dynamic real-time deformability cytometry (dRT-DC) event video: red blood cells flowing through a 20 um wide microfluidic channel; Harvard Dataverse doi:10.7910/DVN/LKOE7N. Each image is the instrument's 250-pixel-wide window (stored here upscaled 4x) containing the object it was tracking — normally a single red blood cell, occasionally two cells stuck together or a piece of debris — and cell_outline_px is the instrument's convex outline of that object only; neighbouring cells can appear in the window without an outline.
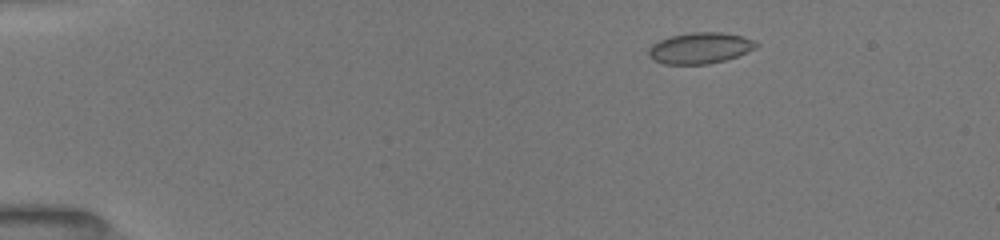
{"species": "common noctule bat (a hibernating species)", "species_latin": "Nyctalus noctula", "temperature_condition": "room temperature", "stored_images_in_passage": 41, "camera_frame_rate_fps": 3000, "um_per_image_px": 0.085, "animal": {"sex": "female", "body_mass_g": 19.5, "forearm_length_mm": 54.1}, "frame": {"image": 1, "passage_image": 11, "time_ms": 2.333, "image_size_px": [1000, 240], "cell_outline_px": [[760, 44], [756, 48], [736, 56], [724, 60], [708, 64], [664, 64], [652, 60], [648, 56], [648, 48], [652, 44], [660, 40], [672, 36], [692, 32], [724, 32], [740, 36], [752, 40]], "centroid_in_image_um": [59.47, 4.09], "position_along_channel_um": 25.5, "area_um2": 19.42}}
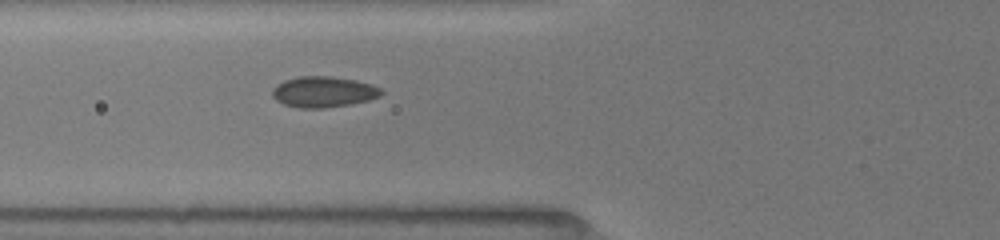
{"frame": {"image": 2, "passage_image": 26, "time_ms": 6.333, "image_size_px": [1000, 240], "cell_outline_px": [[384, 92], [380, 96], [368, 100], [352, 104], [324, 108], [300, 108], [284, 104], [276, 100], [272, 96], [272, 88], [276, 84], [284, 80], [300, 76], [332, 76], [356, 80], [372, 84], [380, 88]], "centroid_in_image_um": [27.49, 7.8], "position_along_channel_um": 98.3, "area_um2": 19.77}}
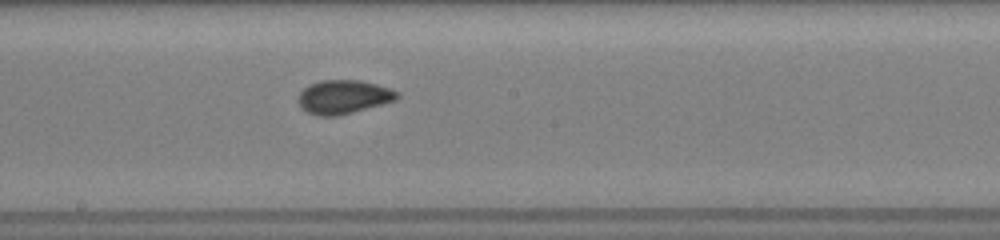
{"frame": {"image": 3, "passage_image": 39, "time_ms": 9.333, "image_size_px": [1000, 240], "cell_outline_px": [[400, 96], [396, 100], [340, 116], [316, 116], [300, 108], [296, 100], [300, 92], [308, 84], [320, 80], [360, 80], [392, 88], [400, 92]], "centroid_in_image_um": [29.18, 8.24], "position_along_channel_um": 219.0, "area_um2": 19.88}}